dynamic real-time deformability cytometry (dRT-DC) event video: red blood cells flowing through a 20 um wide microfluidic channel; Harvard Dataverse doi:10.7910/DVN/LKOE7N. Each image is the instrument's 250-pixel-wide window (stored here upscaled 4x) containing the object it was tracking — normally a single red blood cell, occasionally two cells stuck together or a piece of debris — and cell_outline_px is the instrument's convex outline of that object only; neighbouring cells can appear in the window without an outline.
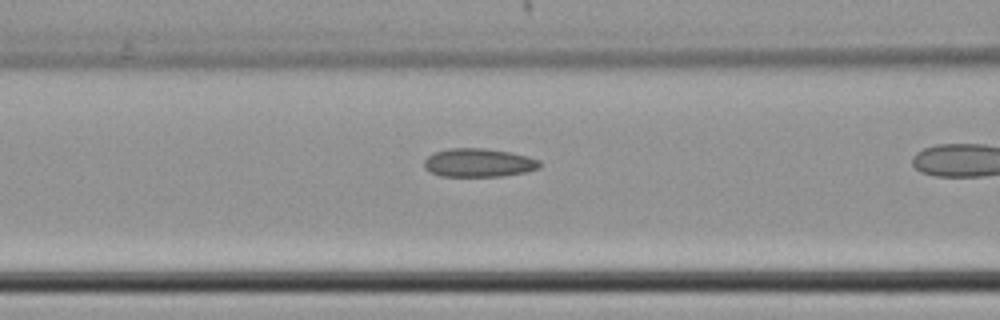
{"species": "common noctule bat (a hibernating species)", "species_latin": "Nyctalus noctula", "temperature_condition": "cold", "stored_images_in_passage": 28, "camera_frame_rate_fps": 3000, "um_per_image_px": 0.085, "animal": {"sex": "female", "body_mass_g": 22.7, "forearm_length_mm": 54.2}, "frame": {"image": 1, "passage_image": 24, "time_ms": 7.667, "image_size_px": [1000, 320], "cell_outline_px": [[544, 164], [540, 168], [528, 172], [500, 176], [440, 176], [424, 168], [424, 160], [428, 156], [436, 152], [448, 148], [484, 148], [512, 152], [528, 156], [540, 160]], "centroid_in_image_um": [40.75, 13.83], "position_along_channel_um": 125.9, "area_um2": 19.42}}